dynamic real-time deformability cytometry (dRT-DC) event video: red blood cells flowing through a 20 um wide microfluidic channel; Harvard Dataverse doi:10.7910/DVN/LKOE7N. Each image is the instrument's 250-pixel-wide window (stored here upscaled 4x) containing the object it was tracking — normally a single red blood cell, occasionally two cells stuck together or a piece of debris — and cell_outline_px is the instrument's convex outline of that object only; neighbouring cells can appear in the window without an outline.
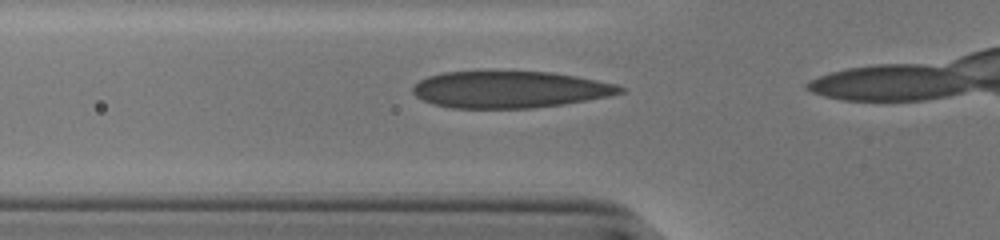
{"species": "human", "species_latin": "Homo sapiens", "temperature_condition": "cold", "stored_images_in_passage": 15, "camera_frame_rate_fps": 3000, "um_per_image_px": 0.085, "donor": {"sex": "male"}, "frame": {"image": 1, "passage_image": 10, "time_ms": 3.0, "image_size_px": [1000, 240], "cell_outline_px": [[624, 92], [608, 96], [564, 104], [532, 108], [452, 108], [432, 104], [416, 96], [412, 92], [412, 84], [428, 76], [444, 72], [552, 72], [576, 76], [616, 84], [624, 88]], "centroid_in_image_um": [43.3, 7.61], "position_along_channel_um": 82.5, "area_um2": 44.27}}
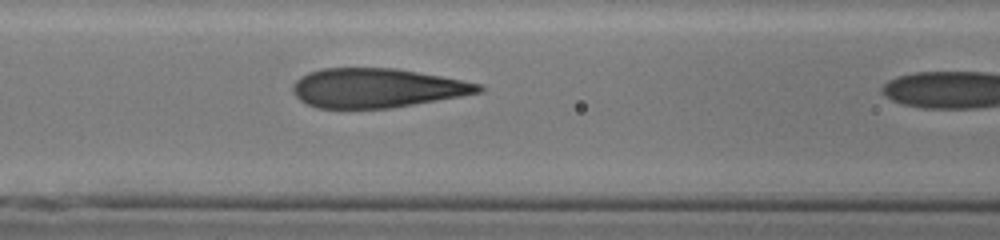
{"frame": {"image": 2, "passage_image": 14, "time_ms": 4.333, "image_size_px": [1000, 240], "cell_outline_px": [[484, 92], [392, 108], [316, 108], [300, 100], [292, 92], [292, 84], [300, 76], [308, 72], [324, 68], [396, 68], [440, 76], [480, 84], [484, 88]], "centroid_in_image_um": [32.0, 7.48], "position_along_channel_um": 134.6, "area_um2": 42.48}}